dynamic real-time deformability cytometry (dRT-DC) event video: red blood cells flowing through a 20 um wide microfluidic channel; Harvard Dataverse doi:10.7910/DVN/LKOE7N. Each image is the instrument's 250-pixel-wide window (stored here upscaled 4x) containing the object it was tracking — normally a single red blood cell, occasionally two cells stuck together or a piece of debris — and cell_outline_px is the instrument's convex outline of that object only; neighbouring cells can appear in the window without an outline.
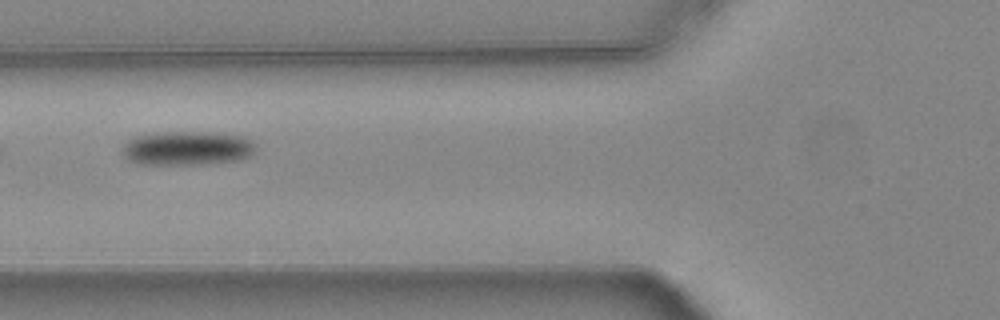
{"species": "common noctule bat (a hibernating species)", "species_latin": "Nyctalus noctula", "temperature_condition": "warm", "stored_images_in_passage": 8, "camera_frame_rate_fps": 3000, "um_per_image_px": 0.085, "animal": {"sex": "female", "body_mass_g": 24.6, "forearm_length_mm": 56.2}, "frame": {"image": 1, "passage_image": 5, "time_ms": 1.333, "image_size_px": [1000, 320], "cell_outline_px": [[256, 148], [248, 156], [236, 160], [200, 164], [136, 164], [128, 160], [124, 156], [120, 148], [128, 140], [136, 136], [156, 132], [208, 132], [244, 136], [252, 140], [256, 144]], "centroid_in_image_um": [15.86, 12.59], "position_along_channel_um": 109.9, "area_um2": 26.59}}